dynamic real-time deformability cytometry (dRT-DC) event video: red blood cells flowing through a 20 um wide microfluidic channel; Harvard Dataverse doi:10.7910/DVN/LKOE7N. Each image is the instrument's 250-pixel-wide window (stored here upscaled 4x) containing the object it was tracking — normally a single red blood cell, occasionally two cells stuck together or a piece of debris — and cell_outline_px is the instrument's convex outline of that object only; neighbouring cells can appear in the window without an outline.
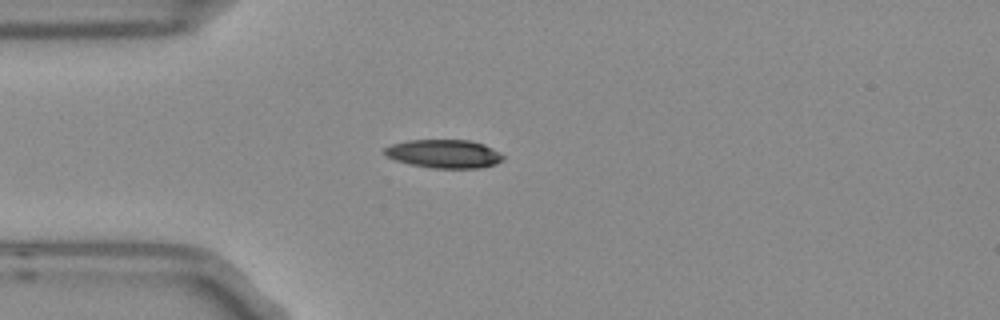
{"species": "Egyptian fruit bat (a non-hibernating species)", "species_latin": "Rousettus aegyptiacus", "temperature_condition": "room temperature", "stored_images_in_passage": 4, "camera_frame_rate_fps": 3000, "um_per_image_px": 0.085, "frame": {"image": 1, "passage_image": 3, "time_ms": 0.667, "image_size_px": [1000, 320], "cell_outline_px": [[504, 160], [496, 164], [480, 168], [432, 168], [408, 164], [384, 156], [384, 148], [392, 144], [408, 140], [468, 140], [484, 144], [492, 148], [504, 156]], "centroid_in_image_um": [37.73, 13.08], "position_along_channel_um": 47.3, "area_um2": 19.77}}